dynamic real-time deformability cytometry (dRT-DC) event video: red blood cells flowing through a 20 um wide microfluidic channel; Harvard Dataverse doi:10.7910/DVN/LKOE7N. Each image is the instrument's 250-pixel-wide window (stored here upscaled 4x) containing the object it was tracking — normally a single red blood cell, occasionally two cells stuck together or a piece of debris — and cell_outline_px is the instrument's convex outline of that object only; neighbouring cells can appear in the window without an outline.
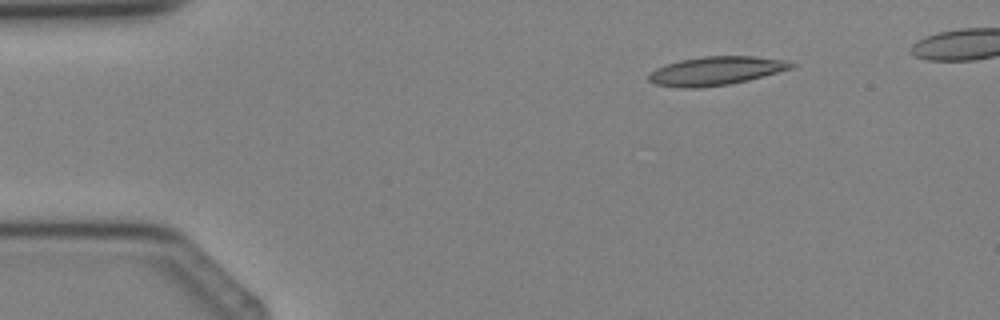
{"species": "Egyptian fruit bat (a non-hibernating species)", "species_latin": "Rousettus aegyptiacus", "temperature_condition": "cold", "stored_images_in_passage": 4, "camera_frame_rate_fps": 3000, "um_per_image_px": 0.085, "animal": {"sex": "female"}, "frame": {"image": 1, "passage_image": 2, "time_ms": 1.0, "image_size_px": [1000, 320], "cell_outline_px": [[796, 64], [792, 68], [748, 80], [728, 84], [700, 88], [680, 88], [656, 84], [648, 80], [648, 72], [656, 68], [680, 60], [704, 56], [752, 56], [784, 60]], "centroid_in_image_um": [60.81, 6.03], "position_along_channel_um": 24.2, "area_um2": 23.64}}
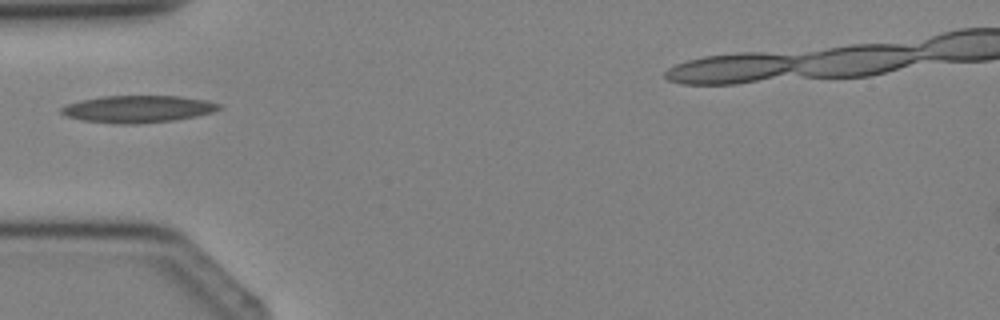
{"frame": {"image": 2, "passage_image": 4, "time_ms": 3.333, "image_size_px": [1000, 320], "cell_outline_px": [[220, 108], [212, 112], [172, 120], [136, 124], [116, 124], [84, 120], [64, 116], [60, 112], [60, 108], [68, 104], [80, 100], [100, 96], [180, 96], [204, 100], [220, 104]], "centroid_in_image_um": [11.64, 9.26], "position_along_channel_um": 73.4, "area_um2": 24.68}}